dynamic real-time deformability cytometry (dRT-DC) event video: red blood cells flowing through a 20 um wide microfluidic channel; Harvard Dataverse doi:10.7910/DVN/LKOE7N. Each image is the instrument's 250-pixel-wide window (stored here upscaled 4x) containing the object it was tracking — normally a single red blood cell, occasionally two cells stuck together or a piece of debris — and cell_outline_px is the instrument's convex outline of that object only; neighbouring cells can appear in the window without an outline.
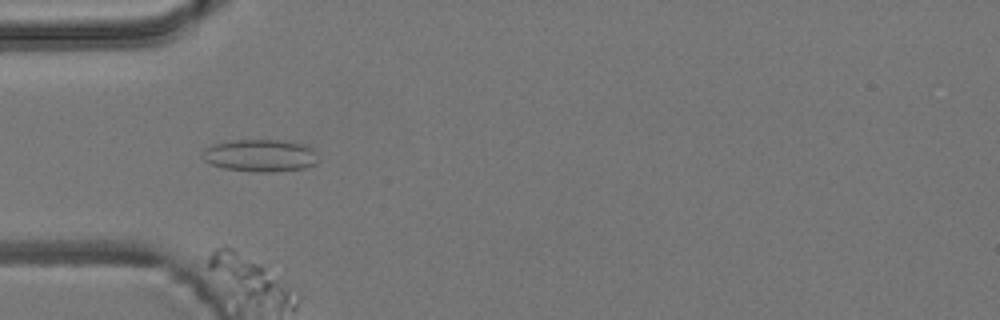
{"species": "common noctule bat (a hibernating species)", "species_latin": "Nyctalus noctula", "temperature_condition": "room temperature", "stored_images_in_passage": 6, "camera_frame_rate_fps": 3000, "um_per_image_px": 0.085, "animal": {"sex": "male", "body_mass_g": 19.2, "forearm_length_mm": 51.8}, "frame": {"image": 1, "passage_image": 4, "time_ms": 1.0, "image_size_px": [1000, 320], "cell_outline_px": [[320, 160], [316, 164], [304, 168], [272, 172], [256, 172], [224, 168], [212, 164], [204, 160], [200, 156], [200, 152], [204, 148], [212, 144], [232, 140], [284, 140], [304, 144], [312, 148], [316, 152]], "centroid_in_image_um": [22.12, 13.21], "position_along_channel_um": 62.9, "area_um2": 22.2}}
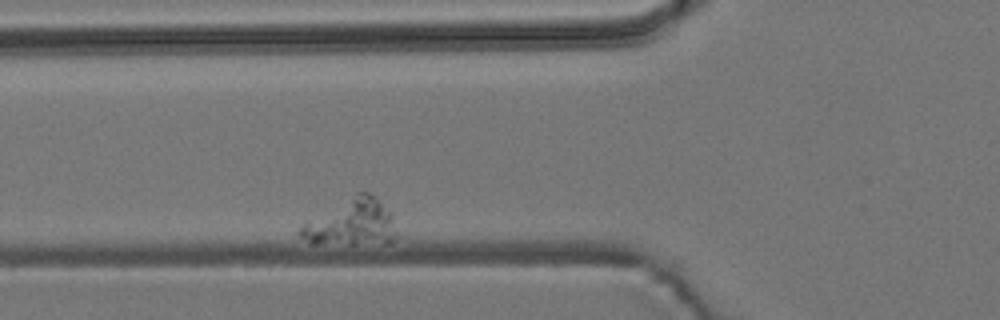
{"frame": {"image": 2, "passage_image": 6, "time_ms": 1.667, "image_size_px": [1000, 320], "cell_outline_px": [[400, 236], [388, 244], [312, 244], [300, 236], [296, 232], [304, 224], [356, 192], [368, 192], [376, 196], [392, 212]], "centroid_in_image_um": [29.99, 18.95], "position_along_channel_um": 95.8, "area_um2": 26.65}}